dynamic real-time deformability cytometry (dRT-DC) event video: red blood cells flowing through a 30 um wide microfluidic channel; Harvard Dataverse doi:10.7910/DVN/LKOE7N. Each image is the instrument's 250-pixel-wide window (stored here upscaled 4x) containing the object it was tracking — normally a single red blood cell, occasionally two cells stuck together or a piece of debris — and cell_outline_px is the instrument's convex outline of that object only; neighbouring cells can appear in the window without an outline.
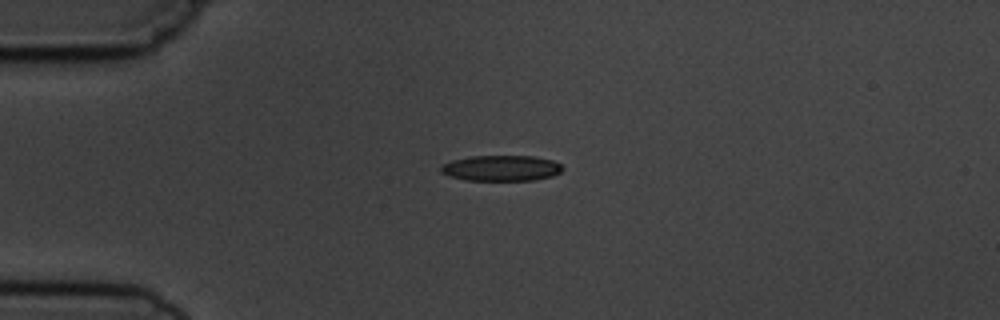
{"species": "common noctule bat (a hibernating species)", "species_latin": "Nyctalus noctula", "temperature_condition": "cold", "stored_images_in_passage": 2, "camera_frame_rate_fps": 3000, "um_per_image_px": 0.085, "animal": {"sex": "male", "body_mass_g": 19.5, "forearm_length_mm": 54.6}, "frame": {"image": 1, "passage_image": 1, "time_ms": 0.0, "image_size_px": [1000, 320], "cell_outline_px": [[564, 168], [560, 172], [552, 176], [536, 180], [464, 180], [448, 176], [440, 172], [440, 168], [444, 164], [452, 160], [468, 156], [536, 156], [552, 160], [560, 164]], "centroid_in_image_um": [42.6, 14.29], "position_along_channel_um": 42.4, "area_um2": 18.32}}